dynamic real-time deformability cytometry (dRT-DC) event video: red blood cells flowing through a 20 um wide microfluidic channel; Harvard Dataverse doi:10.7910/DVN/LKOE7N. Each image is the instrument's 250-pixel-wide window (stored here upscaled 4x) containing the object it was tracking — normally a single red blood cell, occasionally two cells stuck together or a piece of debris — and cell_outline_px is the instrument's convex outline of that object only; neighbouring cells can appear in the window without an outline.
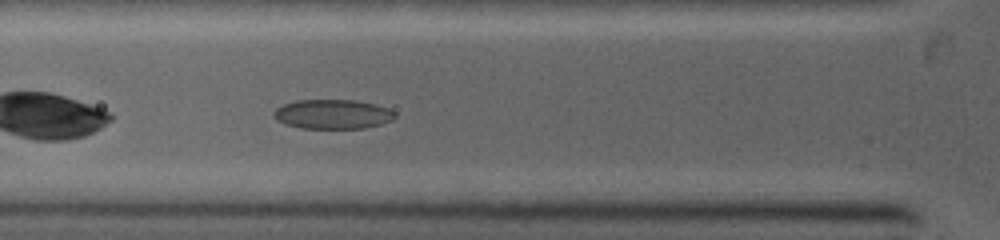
{"species": "common noctule bat (a hibernating species)", "species_latin": "Nyctalus noctula", "temperature_condition": "warm", "stored_images_in_passage": 45, "camera_frame_rate_fps": 5000, "um_per_image_px": 0.085, "animal": {"sex": "female", "body_mass_g": 19.0, "forearm_length_mm": 53.3}, "frame": {"image": 1, "passage_image": 6, "time_ms": 1.2, "image_size_px": [1000, 240], "cell_outline_px": [[396, 116], [392, 120], [380, 124], [364, 128], [300, 128], [284, 124], [276, 120], [272, 116], [272, 112], [276, 108], [284, 104], [296, 100], [356, 100], [388, 108], [396, 112]], "centroid_in_image_um": [28.24, 9.71], "position_along_channel_um": 97.6, "area_um2": 20.87}}
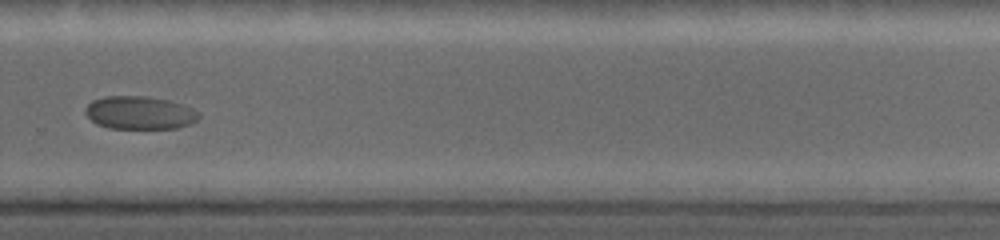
{"frame": {"image": 2, "passage_image": 23, "time_ms": 6.2, "image_size_px": [1000, 240], "cell_outline_px": [[200, 116], [196, 120], [188, 124], [176, 128], [108, 128], [96, 124], [84, 112], [84, 108], [92, 100], [104, 96], [148, 96], [168, 100], [192, 108], [200, 112]], "centroid_in_image_um": [11.84, 9.57], "position_along_channel_um": 318.0, "area_um2": 21.85}}
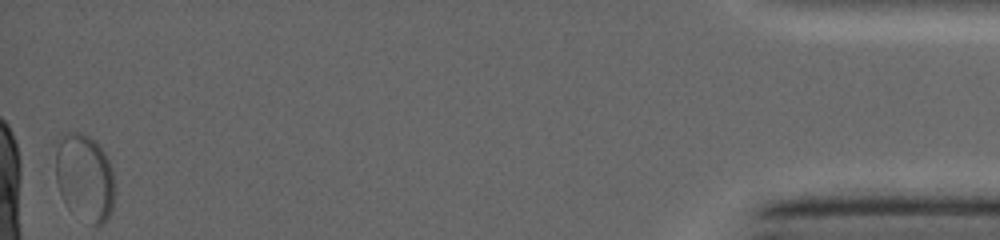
{"frame": {"image": 3, "passage_image": 45, "time_ms": 11.6, "image_size_px": [1000, 240], "cell_outline_px": [[112, 212], [104, 224], [92, 224], [68, 208], [60, 192], [56, 180], [52, 144], [60, 132], [80, 132], [96, 140], [100, 144], [108, 160], [112, 172]], "centroid_in_image_um": [7.1, 14.97], "position_along_channel_um": 428.1, "area_um2": 30.63}}